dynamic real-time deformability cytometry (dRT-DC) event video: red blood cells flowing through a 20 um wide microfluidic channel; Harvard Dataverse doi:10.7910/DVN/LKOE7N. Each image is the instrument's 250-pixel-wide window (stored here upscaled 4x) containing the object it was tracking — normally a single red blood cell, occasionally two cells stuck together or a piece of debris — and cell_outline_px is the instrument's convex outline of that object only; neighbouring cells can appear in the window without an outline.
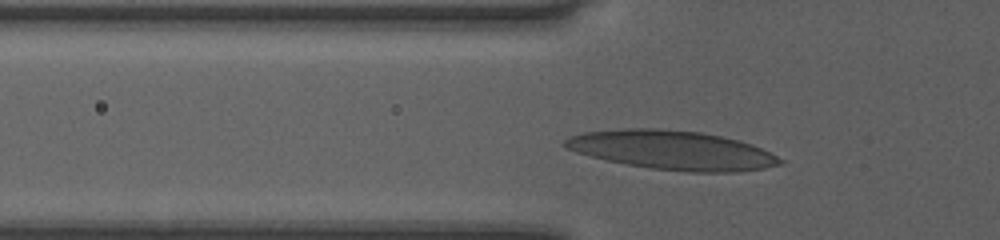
{"species": "human", "species_latin": "Homo sapiens", "temperature_condition": "room temperature", "stored_images_in_passage": 30, "camera_frame_rate_fps": 3000, "um_per_image_px": 0.085, "donor": {"sex": "female"}, "frame": {"image": 1, "passage_image": 3, "time_ms": 0.667, "image_size_px": [1000, 240], "cell_outline_px": [[784, 164], [764, 168], [736, 172], [688, 172], [652, 168], [628, 164], [608, 160], [576, 152], [564, 148], [560, 144], [568, 136], [584, 132], [624, 128], [660, 128], [700, 132], [720, 136], [752, 144], [784, 160]], "centroid_in_image_um": [57.11, 12.75], "position_along_channel_um": 68.7, "area_um2": 48.84}}
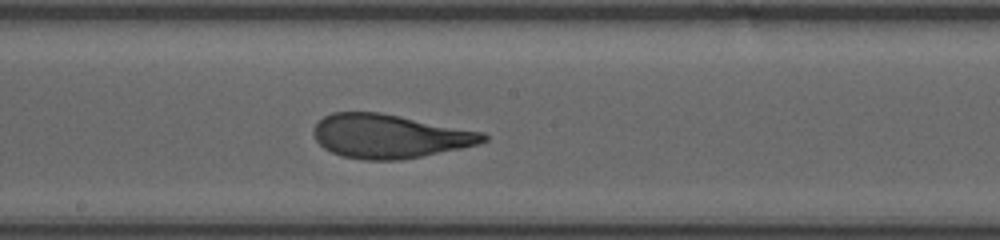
{"frame": {"image": 2, "passage_image": 14, "time_ms": 4.333, "image_size_px": [1000, 240], "cell_outline_px": [[488, 140], [480, 144], [400, 160], [364, 160], [344, 156], [332, 152], [324, 148], [316, 140], [312, 132], [312, 128], [324, 116], [332, 112], [380, 112], [484, 132], [488, 136]], "centroid_in_image_um": [33.1, 11.57], "position_along_channel_um": 215.1, "area_um2": 43.23}}
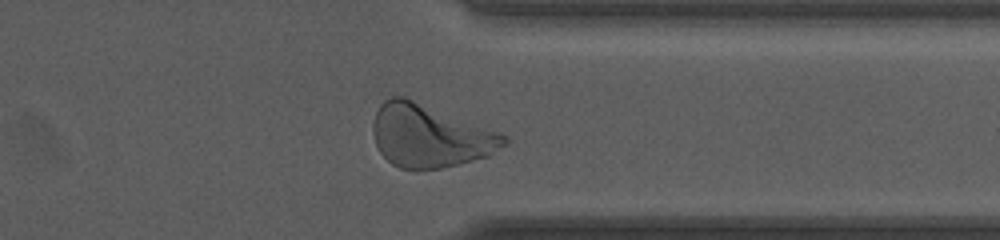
{"frame": {"image": 3, "passage_image": 26, "time_ms": 8.333, "image_size_px": [1000, 240], "cell_outline_px": [[508, 144], [488, 156], [440, 168], [400, 168], [392, 164], [380, 152], [376, 144], [372, 132], [372, 124], [376, 112], [380, 104], [384, 100], [392, 96], [404, 96], [508, 136]], "centroid_in_image_um": [36.51, 11.54], "position_along_channel_um": 374.9, "area_um2": 47.34}, "authors_computed_cell_mechanics": {"area_um2": 43.6101, "velocity_mm_per_s": 4.0275, "shape_relaxation_time_tau1_ms": 4.5138, "shape_relaxation_time_tau2_ms": 1.0319, "deformation_change_tau1": 0.2114, "deformation_change_tau2": 0.0819}}